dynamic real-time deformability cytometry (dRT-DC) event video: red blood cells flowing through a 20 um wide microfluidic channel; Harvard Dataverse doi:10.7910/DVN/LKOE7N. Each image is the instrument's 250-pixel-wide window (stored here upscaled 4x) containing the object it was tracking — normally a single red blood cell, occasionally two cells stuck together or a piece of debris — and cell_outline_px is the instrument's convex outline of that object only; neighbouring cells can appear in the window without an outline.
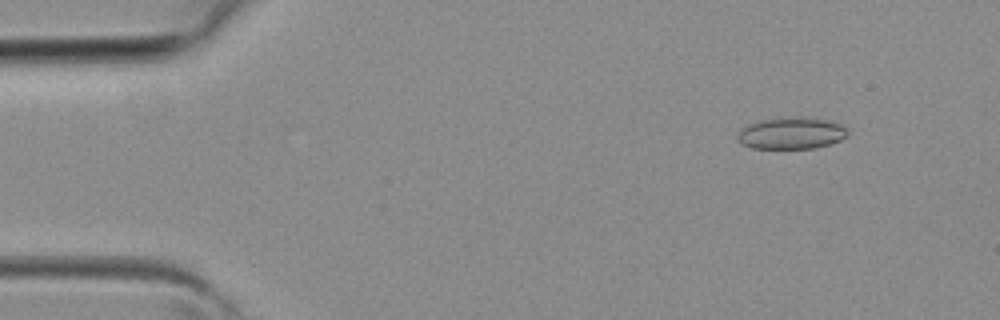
{"species": "common noctule bat (a hibernating species)", "species_latin": "Nyctalus noctula", "temperature_condition": "room temperature", "stored_images_in_passage": 3, "camera_frame_rate_fps": 3000, "um_per_image_px": 0.085, "animal": {"sex": "female", "body_mass_g": 19.3, "forearm_length_mm": 54.1}, "frame": {"image": 1, "passage_image": 1, "time_ms": 0.0, "image_size_px": [1000, 320], "cell_outline_px": [[848, 136], [840, 140], [828, 144], [812, 148], [752, 148], [740, 144], [736, 136], [740, 128], [748, 124], [760, 120], [800, 116], [828, 120], [840, 124], [848, 128]], "centroid_in_image_um": [67.25, 11.31], "position_along_channel_um": 17.8, "area_um2": 20.52}}
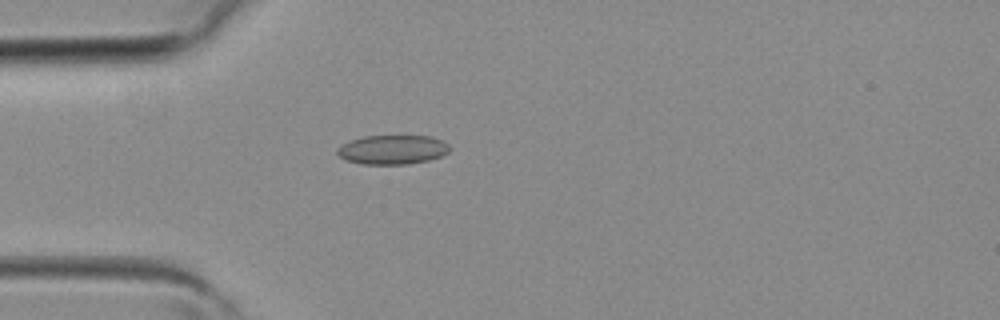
{"frame": {"image": 2, "passage_image": 3, "time_ms": 0.667, "image_size_px": [1000, 320], "cell_outline_px": [[452, 148], [448, 152], [440, 156], [428, 160], [408, 164], [360, 164], [344, 160], [336, 152], [336, 148], [340, 144], [364, 136], [428, 136], [444, 140]], "centroid_in_image_um": [33.35, 12.72], "position_along_channel_um": 51.7, "area_um2": 19.31}}